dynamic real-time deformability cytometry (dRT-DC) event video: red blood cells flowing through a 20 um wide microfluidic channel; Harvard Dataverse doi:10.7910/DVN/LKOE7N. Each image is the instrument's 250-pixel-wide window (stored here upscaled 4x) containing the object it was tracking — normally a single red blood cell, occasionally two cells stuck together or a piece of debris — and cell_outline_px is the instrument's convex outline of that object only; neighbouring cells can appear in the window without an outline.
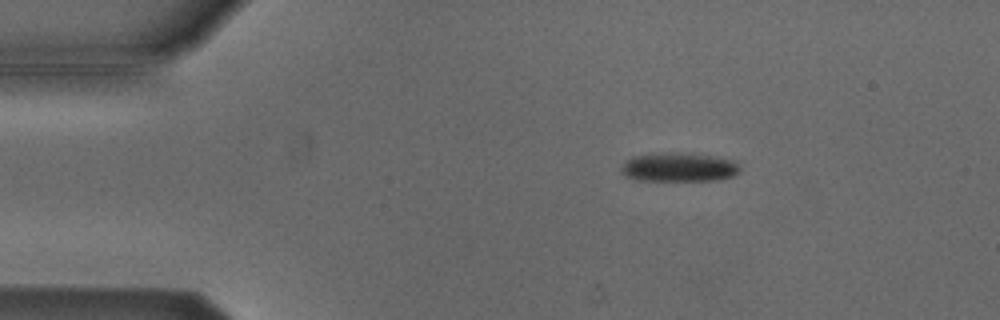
{"species": "Egyptian fruit bat (a non-hibernating species)", "species_latin": "Rousettus aegyptiacus", "temperature_condition": "cold", "stored_images_in_passage": 4, "camera_frame_rate_fps": 3000, "um_per_image_px": 0.085, "animal": {"sex": "male"}, "frame": {"image": 1, "passage_image": 3, "time_ms": 0.667, "image_size_px": [1000, 320], "cell_outline_px": [[740, 172], [732, 176], [720, 180], [636, 180], [624, 176], [620, 172], [620, 168], [624, 160], [632, 156], [672, 152], [688, 152], [716, 156], [740, 160]], "centroid_in_image_um": [57.75, 14.19], "position_along_channel_um": 27.3, "area_um2": 20.69}}